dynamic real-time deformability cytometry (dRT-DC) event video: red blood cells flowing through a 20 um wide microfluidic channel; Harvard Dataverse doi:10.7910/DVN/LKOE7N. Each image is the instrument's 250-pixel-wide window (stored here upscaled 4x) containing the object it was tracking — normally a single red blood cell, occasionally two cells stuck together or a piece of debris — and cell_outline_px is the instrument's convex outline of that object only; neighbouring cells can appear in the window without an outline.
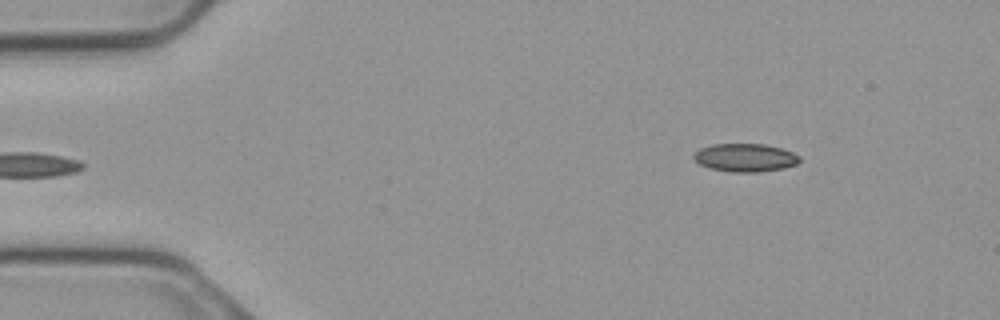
{"species": "common noctule bat (a hibernating species)", "species_latin": "Nyctalus noctula", "temperature_condition": "cold", "stored_images_in_passage": 4, "camera_frame_rate_fps": 3000, "um_per_image_px": 0.085, "animal": {"sex": "male", "body_mass_g": 23.1, "forearm_length_mm": 52.7}, "frame": {"image": 1, "passage_image": 4, "time_ms": 1.0, "image_size_px": [1000, 320], "cell_outline_px": [[800, 160], [796, 164], [784, 168], [756, 172], [732, 172], [708, 168], [700, 164], [692, 156], [700, 148], [712, 144], [764, 144], [780, 148], [792, 152], [800, 156]], "centroid_in_image_um": [63.33, 13.4], "position_along_channel_um": 21.7, "area_um2": 17.28}}